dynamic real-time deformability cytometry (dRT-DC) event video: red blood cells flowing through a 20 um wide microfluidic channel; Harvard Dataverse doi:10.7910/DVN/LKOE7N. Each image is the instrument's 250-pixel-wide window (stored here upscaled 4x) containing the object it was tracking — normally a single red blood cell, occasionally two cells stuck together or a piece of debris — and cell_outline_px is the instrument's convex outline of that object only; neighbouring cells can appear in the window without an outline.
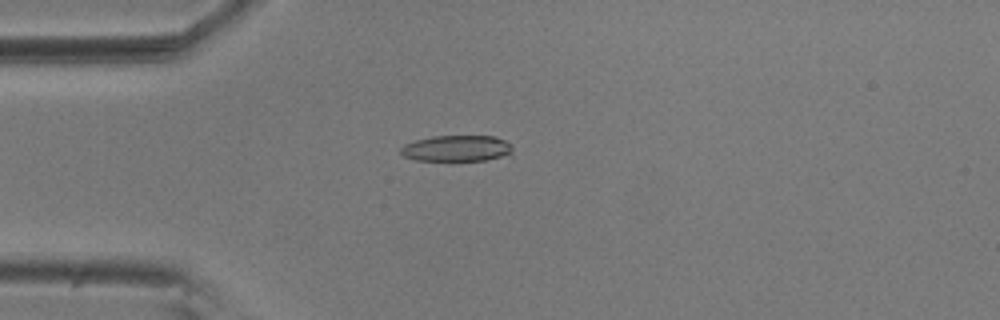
{"species": "common noctule bat (a hibernating species)", "species_latin": "Nyctalus noctula", "temperature_condition": "room temperature", "stored_images_in_passage": 51, "camera_frame_rate_fps": 3000, "um_per_image_px": 0.085, "animal": {"sex": "male", "body_mass_g": 20.5, "forearm_length_mm": 52.5}, "frame": {"image": 1, "passage_image": 15, "time_ms": 4.667, "image_size_px": [1000, 320], "cell_outline_px": [[512, 156], [484, 160], [416, 160], [404, 156], [400, 152], [400, 148], [404, 144], [416, 140], [432, 136], [496, 136], [512, 144]], "centroid_in_image_um": [38.88, 12.61], "position_along_channel_um": 46.1, "area_um2": 17.17}}
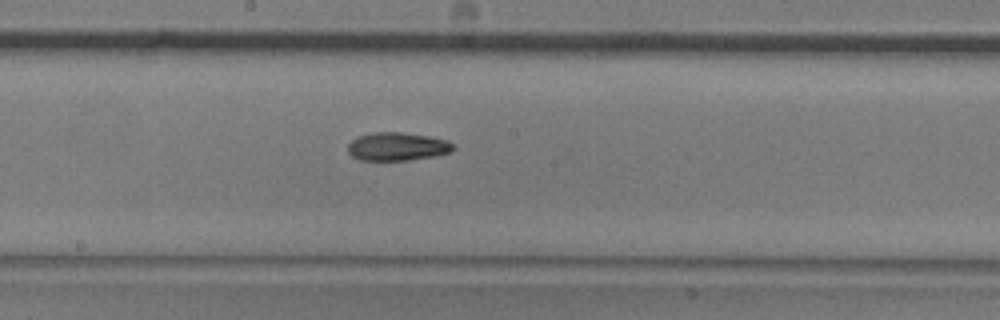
{"frame": {"image": 2, "passage_image": 30, "time_ms": 9.667, "image_size_px": [1000, 320], "cell_outline_px": [[456, 148], [448, 152], [432, 156], [408, 160], [360, 160], [352, 156], [348, 152], [348, 144], [352, 140], [360, 136], [372, 132], [404, 132], [428, 136], [448, 140]], "centroid_in_image_um": [33.75, 12.45], "position_along_channel_um": 214.4, "area_um2": 17.22}}
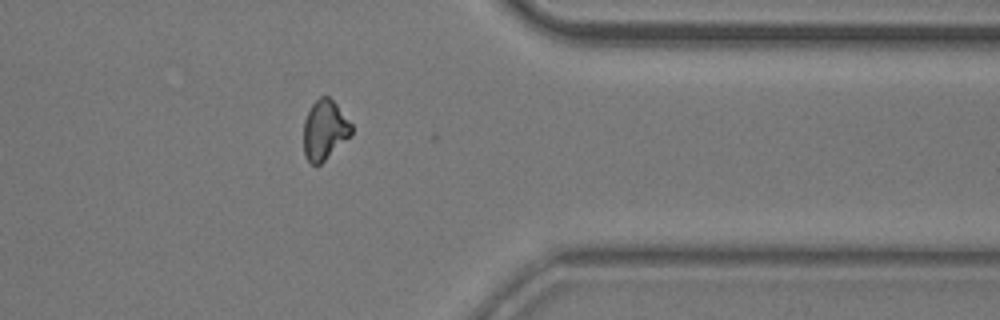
{"frame": {"image": 3, "passage_image": 45, "time_ms": 14.667, "image_size_px": [1000, 320], "cell_outline_px": [[352, 136], [320, 164], [312, 164], [304, 156], [304, 120], [312, 104], [320, 96], [328, 96], [336, 104], [352, 124]], "centroid_in_image_um": [27.61, 11.05], "position_along_channel_um": 383.8, "area_um2": 16.65}, "authors_computed_cell_mechanics": {"area_um2": 17.4556, "velocity_mm_per_s": 3.6408, "shape_relaxation_time_tau1_ms": 8.8116, "shape_relaxation_time_tau2_ms": 8.7406, "deformation_change_tau1": 0.1972, "deformation_change_tau2": 0.1238}}